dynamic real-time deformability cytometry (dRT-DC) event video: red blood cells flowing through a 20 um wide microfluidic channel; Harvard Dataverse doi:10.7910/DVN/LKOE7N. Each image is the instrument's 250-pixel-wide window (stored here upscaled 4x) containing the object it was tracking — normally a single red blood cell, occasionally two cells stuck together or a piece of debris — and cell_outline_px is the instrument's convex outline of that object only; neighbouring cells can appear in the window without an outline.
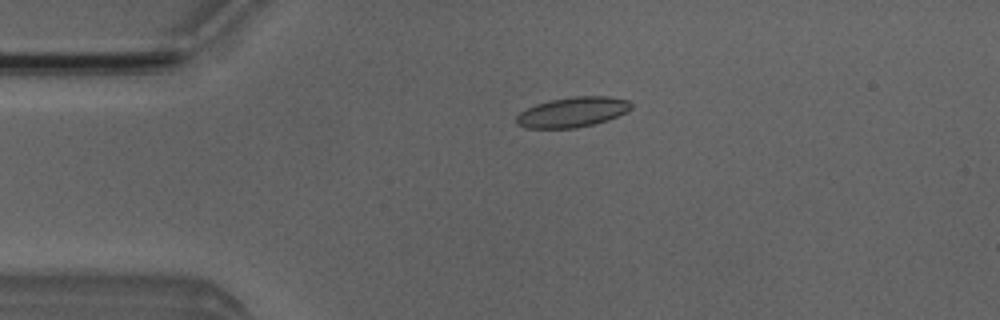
{"species": "Egyptian fruit bat (a non-hibernating species)", "species_latin": "Rousettus aegyptiacus", "temperature_condition": "room temperature", "stored_images_in_passage": 4, "camera_frame_rate_fps": 3000, "um_per_image_px": 0.085, "animal": {"sex": "male"}, "frame": {"image": 1, "passage_image": 3, "time_ms": 2.333, "image_size_px": [1000, 320], "cell_outline_px": [[632, 108], [608, 120], [596, 124], [576, 128], [524, 128], [516, 124], [516, 116], [520, 112], [536, 104], [552, 100], [572, 96], [608, 96], [628, 100], [632, 104]], "centroid_in_image_um": [48.65, 9.53], "position_along_channel_um": 36.3, "area_um2": 20.11}}